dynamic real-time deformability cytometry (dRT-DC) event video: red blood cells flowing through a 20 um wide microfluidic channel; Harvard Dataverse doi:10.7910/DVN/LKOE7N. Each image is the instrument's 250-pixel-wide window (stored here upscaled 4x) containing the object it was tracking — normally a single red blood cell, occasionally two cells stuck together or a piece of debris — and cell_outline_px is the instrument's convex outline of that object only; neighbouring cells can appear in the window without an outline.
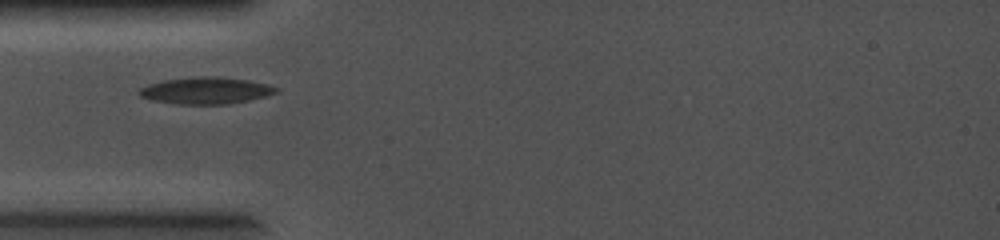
{"species": "common noctule bat (a hibernating species)", "species_latin": "Nyctalus noctula", "temperature_condition": "cold", "stored_images_in_passage": 2, "camera_frame_rate_fps": 5000, "um_per_image_px": 0.085, "animal": {"sex": "female", "body_mass_g": 19.0, "forearm_length_mm": 56.7}, "frame": {"image": 1, "passage_image": 1, "time_ms": 0.0, "image_size_px": [1000, 240], "cell_outline_px": [[280, 92], [248, 100], [228, 104], [176, 104], [152, 100], [140, 96], [136, 92], [140, 88], [148, 84], [164, 80], [192, 76], [216, 76], [248, 80], [268, 84], [280, 88]], "centroid_in_image_um": [17.49, 7.69], "position_along_channel_um": 67.5, "area_um2": 21.56}}